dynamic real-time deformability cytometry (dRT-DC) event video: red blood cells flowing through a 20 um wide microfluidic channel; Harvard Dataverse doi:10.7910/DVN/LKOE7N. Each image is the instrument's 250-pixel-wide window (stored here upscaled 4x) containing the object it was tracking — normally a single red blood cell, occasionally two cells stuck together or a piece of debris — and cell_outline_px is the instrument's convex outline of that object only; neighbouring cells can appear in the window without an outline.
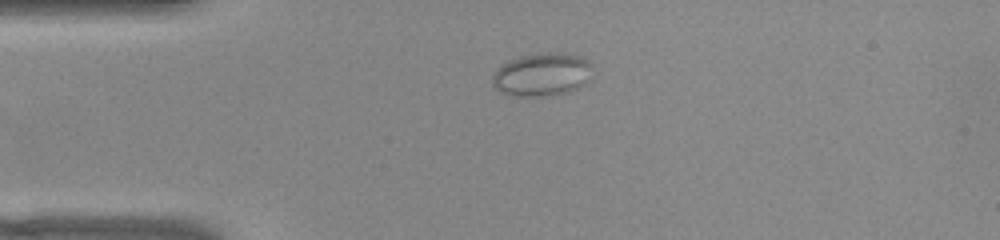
{"species": "common noctule bat (a hibernating species)", "species_latin": "Nyctalus noctula", "temperature_condition": "warm", "stored_images_in_passage": 42, "camera_frame_rate_fps": 3000, "um_per_image_px": 0.085, "animal": {"sex": "female", "body_mass_g": 22.0, "forearm_length_mm": 56.7}, "frame": {"image": 1, "passage_image": 1, "time_ms": 0.0, "image_size_px": [1000, 240], "cell_outline_px": [[592, 64], [584, 84], [576, 88], [564, 92], [540, 96], [520, 96], [504, 92], [496, 88], [492, 84], [492, 76], [496, 68], [520, 56], [548, 52], [556, 52], [580, 56], [588, 60]], "centroid_in_image_um": [46.04, 6.31], "position_along_channel_um": 39.0, "area_um2": 24.51}}
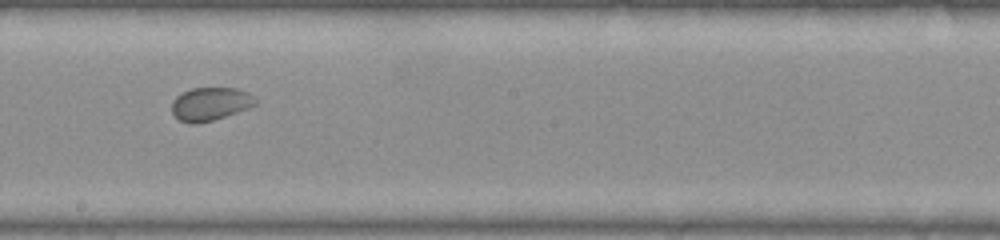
{"frame": {"image": 2, "passage_image": 18, "time_ms": 5.667, "image_size_px": [1000, 240], "cell_outline_px": [[256, 104], [248, 108], [212, 120], [196, 124], [192, 124], [180, 120], [172, 112], [172, 100], [176, 96], [192, 88], [236, 88], [248, 92], [256, 100]], "centroid_in_image_um": [17.86, 8.83], "position_along_channel_um": 230.3, "area_um2": 15.95}}
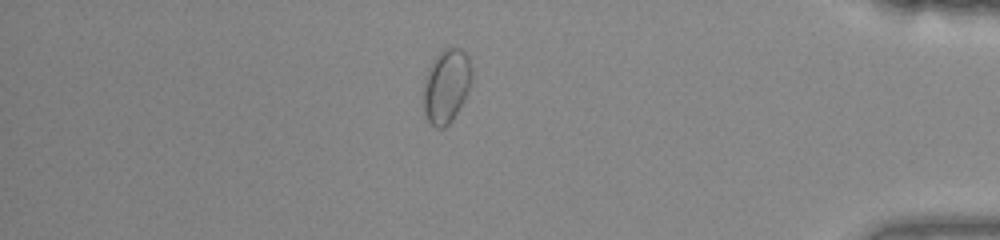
{"frame": {"image": 3, "passage_image": 34, "time_ms": 11.0, "image_size_px": [1000, 240], "cell_outline_px": [[472, 80], [468, 92], [464, 100], [452, 120], [444, 128], [436, 128], [428, 120], [424, 112], [424, 76], [428, 68], [436, 56], [440, 52], [448, 48], [460, 48], [468, 56], [472, 68]], "centroid_in_image_um": [37.95, 7.31], "position_along_channel_um": 397.2, "area_um2": 20.81}, "authors_computed_cell_mechanics": {"area_um2": 17.629, "velocity_mm_per_s": 3.8336, "shape_relaxation_time_tau1_ms": null, "shape_relaxation_time_tau2_ms": 0.9213, "deformation_change_tau1": null, "deformation_change_tau2": 0.0294}}